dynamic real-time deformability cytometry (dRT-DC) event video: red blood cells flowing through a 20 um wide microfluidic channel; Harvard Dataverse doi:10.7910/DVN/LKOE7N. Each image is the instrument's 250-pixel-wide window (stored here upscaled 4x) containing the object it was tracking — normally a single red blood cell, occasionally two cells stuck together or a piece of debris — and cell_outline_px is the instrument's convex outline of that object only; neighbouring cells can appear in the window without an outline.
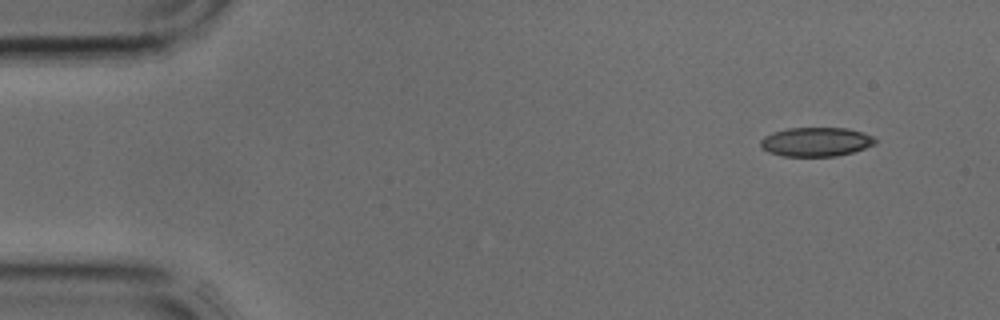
{"species": "common noctule bat (a hibernating species)", "species_latin": "Nyctalus noctula", "temperature_condition": "cold", "stored_images_in_passage": 37, "camera_frame_rate_fps": 3000, "um_per_image_px": 0.085, "animal": {"sex": "male", "body_mass_g": 17.9, "forearm_length_mm": 54.2}, "frame": {"image": 1, "passage_image": 1, "time_ms": 0.0, "image_size_px": [1000, 320], "cell_outline_px": [[876, 144], [852, 152], [836, 156], [784, 156], [768, 152], [760, 148], [760, 140], [764, 136], [772, 132], [788, 128], [848, 128], [872, 136], [876, 140]], "centroid_in_image_um": [69.32, 12.06], "position_along_channel_um": 15.7, "area_um2": 19.42}}
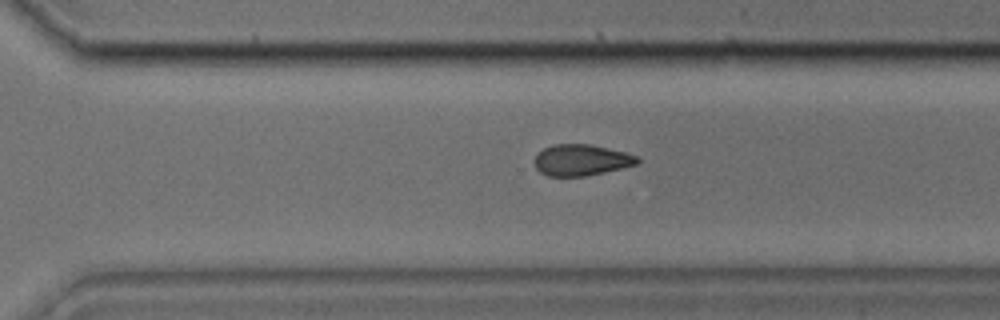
{"frame": {"image": 2, "passage_image": 25, "time_ms": 8.0, "image_size_px": [1000, 320], "cell_outline_px": [[640, 160], [636, 164], [604, 172], [584, 176], [548, 176], [540, 172], [536, 168], [536, 156], [544, 148], [552, 144], [588, 144], [608, 148], [640, 156]], "centroid_in_image_um": [49.42, 13.6], "position_along_channel_um": 321.2, "area_um2": 18.5}}
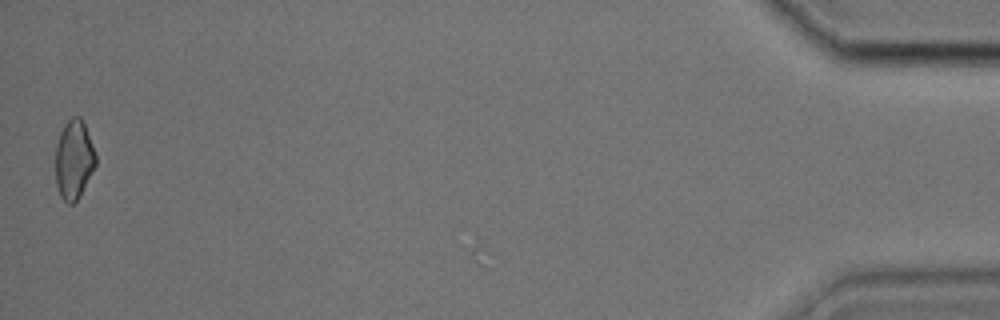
{"frame": {"image": 3, "passage_image": 37, "time_ms": 12.0, "image_size_px": [1000, 320], "cell_outline_px": [[96, 164], [76, 200], [72, 204], [68, 204], [60, 196], [56, 184], [56, 144], [60, 132], [64, 124], [72, 116], [80, 116], [84, 124], [92, 144], [96, 156]], "centroid_in_image_um": [6.26, 13.54], "position_along_channel_um": 428.9, "area_um2": 18.21}}